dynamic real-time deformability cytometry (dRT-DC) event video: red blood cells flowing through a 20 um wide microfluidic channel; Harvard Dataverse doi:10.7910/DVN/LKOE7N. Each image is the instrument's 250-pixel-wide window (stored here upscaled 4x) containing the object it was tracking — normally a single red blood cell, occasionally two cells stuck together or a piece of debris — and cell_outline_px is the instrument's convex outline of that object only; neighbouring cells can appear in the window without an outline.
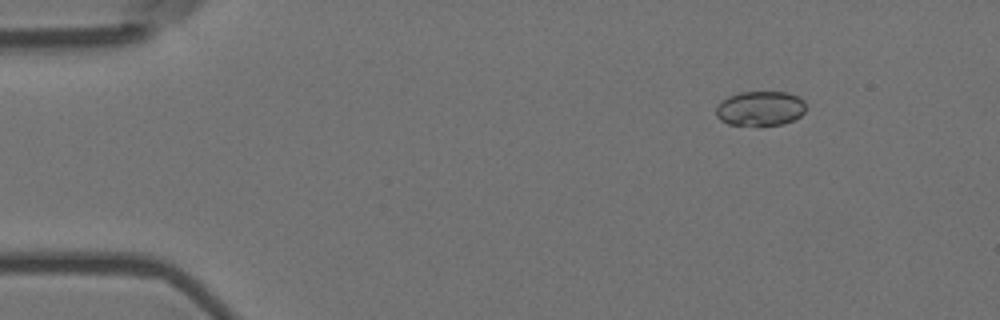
{"species": "Egyptian fruit bat (a non-hibernating species)", "species_latin": "Rousettus aegyptiacus", "temperature_condition": "room temperature", "stored_images_in_passage": 5, "camera_frame_rate_fps": 3000, "um_per_image_px": 0.085, "animal": {"sex": "female"}, "frame": {"image": 1, "passage_image": 1, "time_ms": 0.0, "image_size_px": [1000, 320], "cell_outline_px": [[804, 112], [800, 116], [784, 124], [760, 128], [728, 124], [720, 120], [716, 116], [716, 108], [728, 96], [740, 92], [788, 92], [800, 96], [804, 100]], "centroid_in_image_um": [64.63, 9.26], "position_along_channel_um": 20.4, "area_um2": 18.73}}
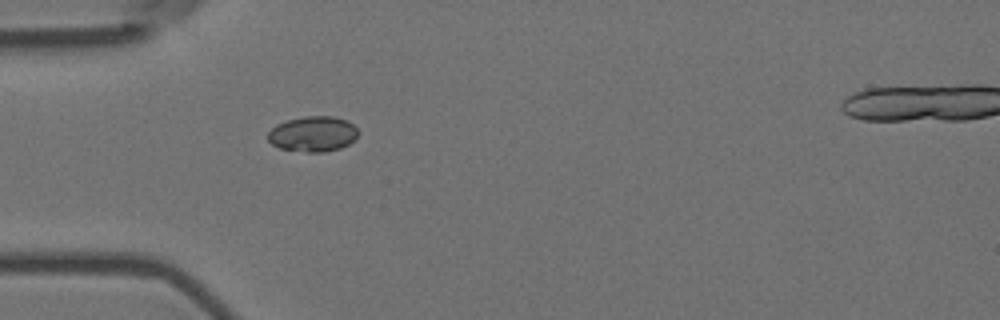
{"frame": {"image": 2, "passage_image": 4, "time_ms": 1.0, "image_size_px": [1000, 320], "cell_outline_px": [[360, 132], [348, 144], [340, 148], [324, 152], [308, 152], [280, 148], [272, 144], [268, 140], [268, 132], [276, 124], [288, 120], [304, 116], [332, 116], [348, 120]], "centroid_in_image_um": [26.6, 11.38], "position_along_channel_um": 58.4, "area_um2": 18.55}}